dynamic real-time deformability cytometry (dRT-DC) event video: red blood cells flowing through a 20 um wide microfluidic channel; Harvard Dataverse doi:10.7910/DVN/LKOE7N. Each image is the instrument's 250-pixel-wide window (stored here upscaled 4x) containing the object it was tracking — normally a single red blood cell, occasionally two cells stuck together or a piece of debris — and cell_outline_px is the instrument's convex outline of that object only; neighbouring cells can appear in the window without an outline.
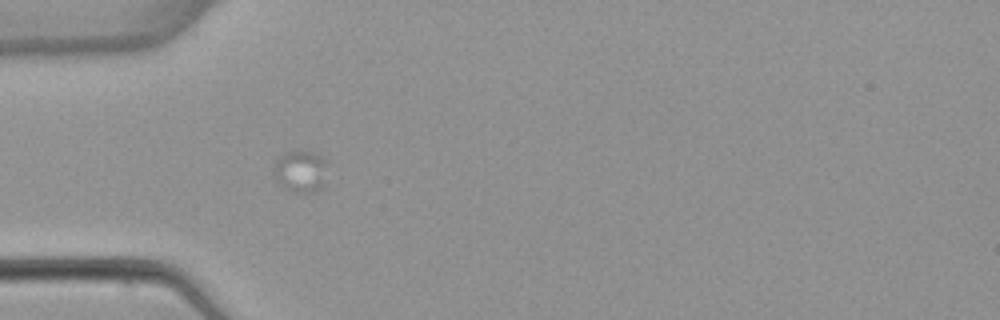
{"species": "common noctule bat (a hibernating species)", "species_latin": "Nyctalus noctula", "temperature_condition": "warm", "stored_images_in_passage": 1, "camera_frame_rate_fps": 3000, "um_per_image_px": 0.085, "animal": {"sex": "female", "body_mass_g": 22.7, "forearm_length_mm": 54.2}, "frame": {"image": 1, "passage_image": 1, "time_ms": 0.0, "image_size_px": [1000, 320], "cell_outline_px": [[324, 160], [320, 188], [312, 192], [292, 192], [272, 172], [280, 156], [284, 152], [316, 152]], "centroid_in_image_um": [25.5, 14.53], "position_along_channel_um": 59.5, "area_um2": 11.96}}